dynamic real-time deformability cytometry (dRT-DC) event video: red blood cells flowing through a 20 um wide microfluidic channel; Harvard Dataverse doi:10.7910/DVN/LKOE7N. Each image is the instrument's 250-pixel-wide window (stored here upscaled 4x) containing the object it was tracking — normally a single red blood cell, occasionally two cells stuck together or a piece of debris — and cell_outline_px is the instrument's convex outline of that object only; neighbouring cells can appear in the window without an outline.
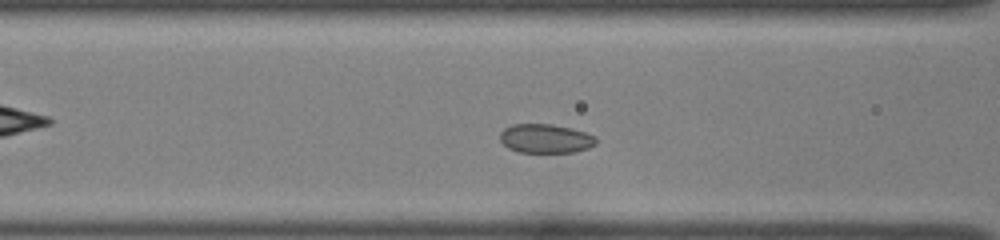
{"species": "common noctule bat (a hibernating species)", "species_latin": "Nyctalus noctula", "temperature_condition": "room temperature", "stored_images_in_passage": 46, "segment_of_instrument_passage": [1, 2], "camera_frame_rate_fps": 3000, "um_per_image_px": 0.085, "animal": {"sex": "female", "body_mass_g": 22.0, "forearm_length_mm": 56.7}, "frame": {"image": 1, "passage_image": 16, "time_ms": 5.0, "image_size_px": [1000, 240], "cell_outline_px": [[596, 144], [588, 148], [572, 152], [520, 152], [508, 148], [500, 140], [500, 132], [504, 128], [512, 124], [552, 124], [584, 132], [596, 136]], "centroid_in_image_um": [46.35, 11.77], "position_along_channel_um": 120.3, "area_um2": 16.13}}
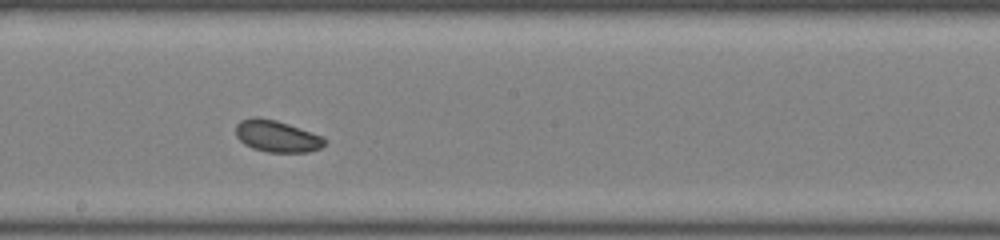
{"frame": {"image": 2, "passage_image": 24, "time_ms": 7.667, "image_size_px": [1000, 240], "cell_outline_px": [[324, 144], [320, 148], [308, 152], [268, 152], [252, 148], [244, 144], [236, 136], [236, 124], [240, 120], [252, 116], [256, 116], [276, 120], [288, 124], [320, 136], [324, 140]], "centroid_in_image_um": [23.46, 11.57], "position_along_channel_um": 224.7, "area_um2": 16.24}}
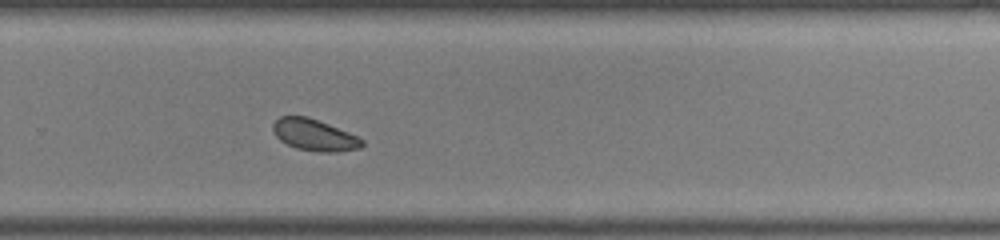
{"frame": {"image": 3, "passage_image": 30, "time_ms": 9.667, "image_size_px": [1000, 240], "cell_outline_px": [[364, 144], [360, 148], [336, 152], [320, 152], [296, 148], [280, 140], [272, 132], [272, 124], [280, 116], [308, 116], [348, 132], [364, 140]], "centroid_in_image_um": [26.7, 11.47], "position_along_channel_um": 303.1, "area_um2": 16.36}}